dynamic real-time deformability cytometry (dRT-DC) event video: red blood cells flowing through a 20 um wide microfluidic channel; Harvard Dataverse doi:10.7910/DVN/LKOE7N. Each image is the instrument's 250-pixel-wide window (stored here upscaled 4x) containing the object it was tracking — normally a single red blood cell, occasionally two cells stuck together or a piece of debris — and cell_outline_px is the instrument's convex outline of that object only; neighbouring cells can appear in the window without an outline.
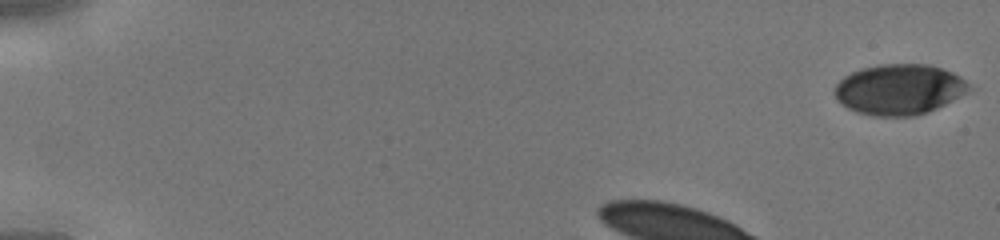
{"species": "human", "species_latin": "Homo sapiens", "temperature_condition": "cold", "stored_images_in_passage": 33, "camera_frame_rate_fps": 3000, "um_per_image_px": 0.085, "donor": {"sex": "male"}, "frame": {"image": 1, "passage_image": 1, "time_ms": 0.0, "image_size_px": [1000, 240], "cell_outline_px": [[972, 88], [968, 92], [928, 112], [916, 116], [872, 116], [856, 112], [848, 108], [836, 100], [832, 88], [844, 76], [852, 72], [864, 68], [880, 64], [928, 64], [952, 72], [960, 76]], "centroid_in_image_um": [76.4, 7.61], "position_along_channel_um": 8.6, "area_um2": 39.65}}
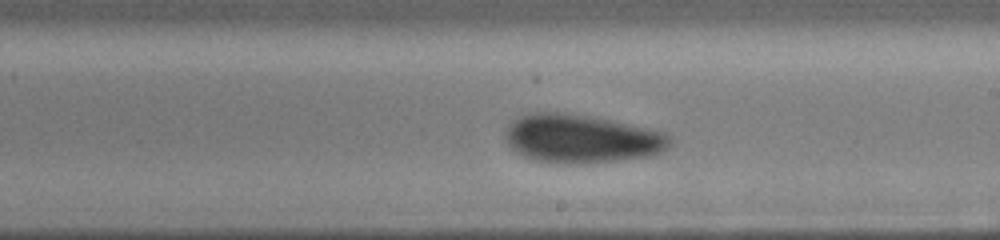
{"frame": {"image": 2, "passage_image": 21, "time_ms": 6.667, "image_size_px": [1000, 240], "cell_outline_px": [[672, 144], [668, 148], [660, 152], [648, 156], [592, 164], [556, 164], [532, 160], [520, 156], [504, 140], [504, 128], [512, 120], [528, 112], [556, 112], [588, 116], [608, 120], [664, 132], [672, 140]], "centroid_in_image_um": [49.33, 11.82], "position_along_channel_um": 239.7, "area_um2": 47.05}}
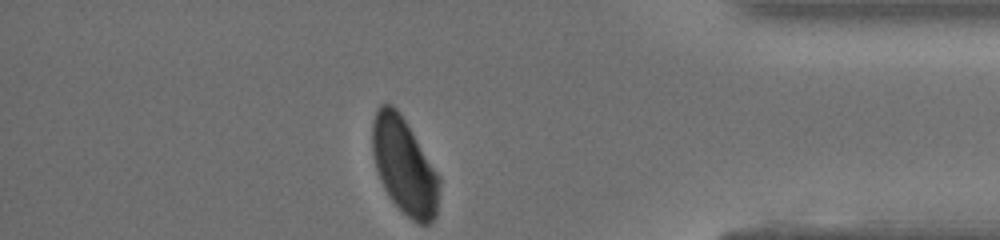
{"frame": {"image": 3, "passage_image": 33, "time_ms": 10.667, "image_size_px": [1000, 240], "cell_outline_px": [[440, 184], [436, 216], [428, 224], [416, 224], [388, 196], [380, 180], [376, 168], [372, 152], [372, 120], [376, 108], [380, 104], [392, 104], [400, 112], [440, 176]], "centroid_in_image_um": [34.36, 14.09], "position_along_channel_um": 400.8, "area_um2": 37.69}}